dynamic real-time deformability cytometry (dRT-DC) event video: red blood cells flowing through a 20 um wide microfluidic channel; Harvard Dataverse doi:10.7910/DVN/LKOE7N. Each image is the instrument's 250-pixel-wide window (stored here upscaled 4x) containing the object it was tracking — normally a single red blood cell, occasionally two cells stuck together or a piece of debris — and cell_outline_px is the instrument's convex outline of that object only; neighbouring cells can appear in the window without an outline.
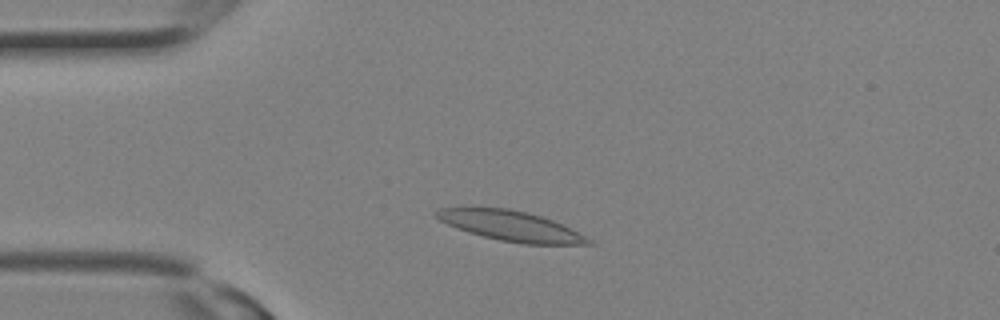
{"species": "Egyptian fruit bat (a non-hibernating species)", "species_latin": "Rousettus aegyptiacus", "temperature_condition": "room temperature", "stored_images_in_passage": 17, "camera_frame_rate_fps": 3000, "um_per_image_px": 0.085, "animal": {"sex": "female"}, "frame": {"image": 1, "passage_image": 5, "time_ms": 1.333, "image_size_px": [1000, 320], "cell_outline_px": [[596, 244], [524, 244], [500, 240], [468, 232], [456, 228], [440, 220], [432, 212], [440, 208], [472, 204], [508, 208], [528, 212], [552, 220], [592, 240]], "centroid_in_image_um": [43.28, 19.14], "position_along_channel_um": 41.7, "area_um2": 27.17}}
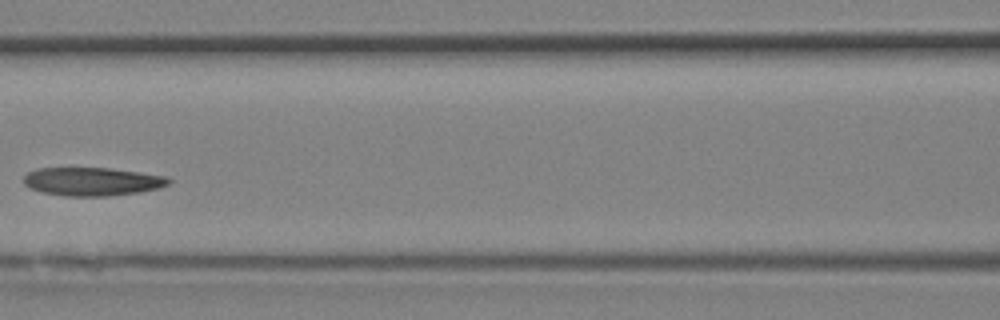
{"frame": {"image": 2, "passage_image": 11, "time_ms": 3.333, "image_size_px": [1000, 320], "cell_outline_px": [[172, 180], [168, 184], [160, 188], [140, 192], [108, 196], [64, 196], [40, 192], [24, 184], [24, 176], [28, 172], [36, 168], [112, 168], [168, 176]], "centroid_in_image_um": [7.87, 15.43], "position_along_channel_um": 158.7, "area_um2": 24.16}}
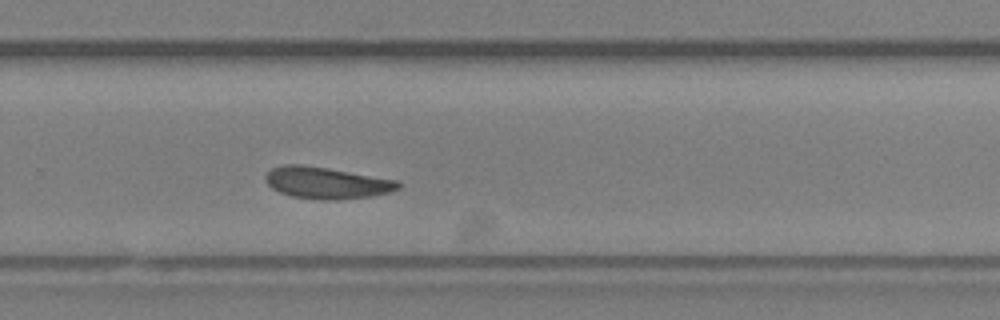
{"frame": {"image": 3, "passage_image": 17, "time_ms": 5.333, "image_size_px": [1000, 320], "cell_outline_px": [[400, 188], [388, 192], [372, 196], [332, 200], [320, 200], [292, 196], [280, 192], [272, 188], [264, 180], [264, 176], [272, 168], [284, 164], [300, 164], [328, 168], [396, 180], [400, 184]], "centroid_in_image_um": [27.71, 15.54], "position_along_channel_um": 302.1, "area_um2": 24.33}}